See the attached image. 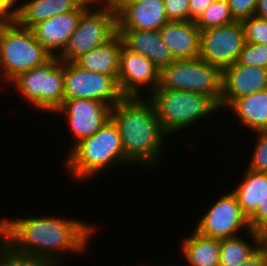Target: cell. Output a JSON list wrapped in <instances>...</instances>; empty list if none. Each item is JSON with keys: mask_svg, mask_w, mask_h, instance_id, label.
<instances>
[{"mask_svg": "<svg viewBox=\"0 0 267 266\" xmlns=\"http://www.w3.org/2000/svg\"><path fill=\"white\" fill-rule=\"evenodd\" d=\"M93 226L73 218L16 217L0 220V235L17 251L61 266L59 262L66 252L79 254L88 249L96 230Z\"/></svg>", "mask_w": 267, "mask_h": 266, "instance_id": "1", "label": "cell"}, {"mask_svg": "<svg viewBox=\"0 0 267 266\" xmlns=\"http://www.w3.org/2000/svg\"><path fill=\"white\" fill-rule=\"evenodd\" d=\"M111 119L118 127L129 163L147 167L160 162L157 160L169 135L162 128L149 98L123 97L112 106Z\"/></svg>", "mask_w": 267, "mask_h": 266, "instance_id": "2", "label": "cell"}, {"mask_svg": "<svg viewBox=\"0 0 267 266\" xmlns=\"http://www.w3.org/2000/svg\"><path fill=\"white\" fill-rule=\"evenodd\" d=\"M129 163L124 156L117 125L109 119L94 135L78 142L68 151L65 166L75 181L86 182L102 170Z\"/></svg>", "mask_w": 267, "mask_h": 266, "instance_id": "3", "label": "cell"}, {"mask_svg": "<svg viewBox=\"0 0 267 266\" xmlns=\"http://www.w3.org/2000/svg\"><path fill=\"white\" fill-rule=\"evenodd\" d=\"M157 118L168 135L189 128L219 110L208 96L189 91L156 88L149 96Z\"/></svg>", "mask_w": 267, "mask_h": 266, "instance_id": "4", "label": "cell"}, {"mask_svg": "<svg viewBox=\"0 0 267 266\" xmlns=\"http://www.w3.org/2000/svg\"><path fill=\"white\" fill-rule=\"evenodd\" d=\"M52 57L35 39L30 28L20 26L16 21L0 28V81L3 78L7 85L20 74L44 65Z\"/></svg>", "mask_w": 267, "mask_h": 266, "instance_id": "5", "label": "cell"}, {"mask_svg": "<svg viewBox=\"0 0 267 266\" xmlns=\"http://www.w3.org/2000/svg\"><path fill=\"white\" fill-rule=\"evenodd\" d=\"M223 71L201 58L175 60L160 70L159 86L204 94L218 106L222 98Z\"/></svg>", "mask_w": 267, "mask_h": 266, "instance_id": "6", "label": "cell"}, {"mask_svg": "<svg viewBox=\"0 0 267 266\" xmlns=\"http://www.w3.org/2000/svg\"><path fill=\"white\" fill-rule=\"evenodd\" d=\"M64 62L52 57L44 65L26 71L10 84L31 106L55 112L64 101Z\"/></svg>", "mask_w": 267, "mask_h": 266, "instance_id": "7", "label": "cell"}, {"mask_svg": "<svg viewBox=\"0 0 267 266\" xmlns=\"http://www.w3.org/2000/svg\"><path fill=\"white\" fill-rule=\"evenodd\" d=\"M98 9L89 7L70 36L68 45L59 56L62 62H75L80 56L109 41L117 33V15L102 0ZM101 7V8H100Z\"/></svg>", "mask_w": 267, "mask_h": 266, "instance_id": "8", "label": "cell"}, {"mask_svg": "<svg viewBox=\"0 0 267 266\" xmlns=\"http://www.w3.org/2000/svg\"><path fill=\"white\" fill-rule=\"evenodd\" d=\"M64 99H91L113 106L124 96L117 79L86 70L75 62H64Z\"/></svg>", "mask_w": 267, "mask_h": 266, "instance_id": "9", "label": "cell"}, {"mask_svg": "<svg viewBox=\"0 0 267 266\" xmlns=\"http://www.w3.org/2000/svg\"><path fill=\"white\" fill-rule=\"evenodd\" d=\"M245 42L243 25L239 21L202 30L199 58L223 71L238 61Z\"/></svg>", "mask_w": 267, "mask_h": 266, "instance_id": "10", "label": "cell"}, {"mask_svg": "<svg viewBox=\"0 0 267 266\" xmlns=\"http://www.w3.org/2000/svg\"><path fill=\"white\" fill-rule=\"evenodd\" d=\"M194 230L209 238H232L243 229L251 230L248 218L243 214L236 195L231 191L221 195L211 208L207 209Z\"/></svg>", "mask_w": 267, "mask_h": 266, "instance_id": "11", "label": "cell"}, {"mask_svg": "<svg viewBox=\"0 0 267 266\" xmlns=\"http://www.w3.org/2000/svg\"><path fill=\"white\" fill-rule=\"evenodd\" d=\"M111 108L105 103L91 99H64L55 112L66 114L68 129L72 136L74 135V142H71L74 144H71L70 150L81 140L97 133L111 119Z\"/></svg>", "mask_w": 267, "mask_h": 266, "instance_id": "12", "label": "cell"}, {"mask_svg": "<svg viewBox=\"0 0 267 266\" xmlns=\"http://www.w3.org/2000/svg\"><path fill=\"white\" fill-rule=\"evenodd\" d=\"M159 80V68L146 57L122 45L117 83L124 97H141L142 87L147 88L150 95L159 86Z\"/></svg>", "mask_w": 267, "mask_h": 266, "instance_id": "13", "label": "cell"}, {"mask_svg": "<svg viewBox=\"0 0 267 266\" xmlns=\"http://www.w3.org/2000/svg\"><path fill=\"white\" fill-rule=\"evenodd\" d=\"M101 1L102 0H86L74 11L55 15L36 24L31 28L35 39L38 40L53 57H59L66 49L70 36L77 28L81 15L90 7V4L95 6L102 3Z\"/></svg>", "mask_w": 267, "mask_h": 266, "instance_id": "14", "label": "cell"}, {"mask_svg": "<svg viewBox=\"0 0 267 266\" xmlns=\"http://www.w3.org/2000/svg\"><path fill=\"white\" fill-rule=\"evenodd\" d=\"M267 89V69L244 66L238 62L223 70L222 98L219 110L227 109L236 99Z\"/></svg>", "mask_w": 267, "mask_h": 266, "instance_id": "15", "label": "cell"}, {"mask_svg": "<svg viewBox=\"0 0 267 266\" xmlns=\"http://www.w3.org/2000/svg\"><path fill=\"white\" fill-rule=\"evenodd\" d=\"M117 32L127 49L146 57L159 70L176 60L159 30L117 29Z\"/></svg>", "mask_w": 267, "mask_h": 266, "instance_id": "16", "label": "cell"}, {"mask_svg": "<svg viewBox=\"0 0 267 266\" xmlns=\"http://www.w3.org/2000/svg\"><path fill=\"white\" fill-rule=\"evenodd\" d=\"M169 22L163 0H139L117 14V29L160 30Z\"/></svg>", "mask_w": 267, "mask_h": 266, "instance_id": "17", "label": "cell"}, {"mask_svg": "<svg viewBox=\"0 0 267 266\" xmlns=\"http://www.w3.org/2000/svg\"><path fill=\"white\" fill-rule=\"evenodd\" d=\"M159 31L176 60L199 58L201 30L194 21H169Z\"/></svg>", "mask_w": 267, "mask_h": 266, "instance_id": "18", "label": "cell"}, {"mask_svg": "<svg viewBox=\"0 0 267 266\" xmlns=\"http://www.w3.org/2000/svg\"><path fill=\"white\" fill-rule=\"evenodd\" d=\"M86 0H27L16 6V22L32 28L36 24L66 12L78 9Z\"/></svg>", "mask_w": 267, "mask_h": 266, "instance_id": "19", "label": "cell"}, {"mask_svg": "<svg viewBox=\"0 0 267 266\" xmlns=\"http://www.w3.org/2000/svg\"><path fill=\"white\" fill-rule=\"evenodd\" d=\"M122 39L117 32L109 41L80 56L75 63L80 67L117 79L119 72Z\"/></svg>", "mask_w": 267, "mask_h": 266, "instance_id": "20", "label": "cell"}, {"mask_svg": "<svg viewBox=\"0 0 267 266\" xmlns=\"http://www.w3.org/2000/svg\"><path fill=\"white\" fill-rule=\"evenodd\" d=\"M228 110L252 133L267 129V89L236 99Z\"/></svg>", "mask_w": 267, "mask_h": 266, "instance_id": "21", "label": "cell"}, {"mask_svg": "<svg viewBox=\"0 0 267 266\" xmlns=\"http://www.w3.org/2000/svg\"><path fill=\"white\" fill-rule=\"evenodd\" d=\"M181 250L188 266H220V239L193 231L183 238Z\"/></svg>", "mask_w": 267, "mask_h": 266, "instance_id": "22", "label": "cell"}, {"mask_svg": "<svg viewBox=\"0 0 267 266\" xmlns=\"http://www.w3.org/2000/svg\"><path fill=\"white\" fill-rule=\"evenodd\" d=\"M234 190L243 214L249 219L263 202L267 187V173L247 169L243 179Z\"/></svg>", "mask_w": 267, "mask_h": 266, "instance_id": "23", "label": "cell"}, {"mask_svg": "<svg viewBox=\"0 0 267 266\" xmlns=\"http://www.w3.org/2000/svg\"><path fill=\"white\" fill-rule=\"evenodd\" d=\"M252 242L242 236L220 239V266H239L245 262L262 245V234L249 230Z\"/></svg>", "mask_w": 267, "mask_h": 266, "instance_id": "24", "label": "cell"}, {"mask_svg": "<svg viewBox=\"0 0 267 266\" xmlns=\"http://www.w3.org/2000/svg\"><path fill=\"white\" fill-rule=\"evenodd\" d=\"M234 21L228 1L214 0L206 10L199 15L194 23L202 31L213 27L228 25Z\"/></svg>", "mask_w": 267, "mask_h": 266, "instance_id": "25", "label": "cell"}, {"mask_svg": "<svg viewBox=\"0 0 267 266\" xmlns=\"http://www.w3.org/2000/svg\"><path fill=\"white\" fill-rule=\"evenodd\" d=\"M0 266H57L37 255L19 252L0 235Z\"/></svg>", "mask_w": 267, "mask_h": 266, "instance_id": "26", "label": "cell"}, {"mask_svg": "<svg viewBox=\"0 0 267 266\" xmlns=\"http://www.w3.org/2000/svg\"><path fill=\"white\" fill-rule=\"evenodd\" d=\"M237 62L244 66L267 69V44L245 42Z\"/></svg>", "mask_w": 267, "mask_h": 266, "instance_id": "27", "label": "cell"}, {"mask_svg": "<svg viewBox=\"0 0 267 266\" xmlns=\"http://www.w3.org/2000/svg\"><path fill=\"white\" fill-rule=\"evenodd\" d=\"M256 132V144L247 169L267 173V129Z\"/></svg>", "mask_w": 267, "mask_h": 266, "instance_id": "28", "label": "cell"}, {"mask_svg": "<svg viewBox=\"0 0 267 266\" xmlns=\"http://www.w3.org/2000/svg\"><path fill=\"white\" fill-rule=\"evenodd\" d=\"M245 41L253 44H267V21L251 16L242 22Z\"/></svg>", "mask_w": 267, "mask_h": 266, "instance_id": "29", "label": "cell"}, {"mask_svg": "<svg viewBox=\"0 0 267 266\" xmlns=\"http://www.w3.org/2000/svg\"><path fill=\"white\" fill-rule=\"evenodd\" d=\"M235 21L242 22L255 16L258 0H227Z\"/></svg>", "mask_w": 267, "mask_h": 266, "instance_id": "30", "label": "cell"}, {"mask_svg": "<svg viewBox=\"0 0 267 266\" xmlns=\"http://www.w3.org/2000/svg\"><path fill=\"white\" fill-rule=\"evenodd\" d=\"M169 21H189V0H163Z\"/></svg>", "mask_w": 267, "mask_h": 266, "instance_id": "31", "label": "cell"}, {"mask_svg": "<svg viewBox=\"0 0 267 266\" xmlns=\"http://www.w3.org/2000/svg\"><path fill=\"white\" fill-rule=\"evenodd\" d=\"M250 228L261 234L267 229V187L263 196L262 204L258 205L257 211L248 219Z\"/></svg>", "mask_w": 267, "mask_h": 266, "instance_id": "32", "label": "cell"}, {"mask_svg": "<svg viewBox=\"0 0 267 266\" xmlns=\"http://www.w3.org/2000/svg\"><path fill=\"white\" fill-rule=\"evenodd\" d=\"M18 0H0V28L10 25L16 20ZM15 7V8H14Z\"/></svg>", "mask_w": 267, "mask_h": 266, "instance_id": "33", "label": "cell"}, {"mask_svg": "<svg viewBox=\"0 0 267 266\" xmlns=\"http://www.w3.org/2000/svg\"><path fill=\"white\" fill-rule=\"evenodd\" d=\"M239 266H267V249L261 245L252 256Z\"/></svg>", "mask_w": 267, "mask_h": 266, "instance_id": "34", "label": "cell"}, {"mask_svg": "<svg viewBox=\"0 0 267 266\" xmlns=\"http://www.w3.org/2000/svg\"><path fill=\"white\" fill-rule=\"evenodd\" d=\"M214 0H189V21H195Z\"/></svg>", "mask_w": 267, "mask_h": 266, "instance_id": "35", "label": "cell"}, {"mask_svg": "<svg viewBox=\"0 0 267 266\" xmlns=\"http://www.w3.org/2000/svg\"><path fill=\"white\" fill-rule=\"evenodd\" d=\"M116 15L128 4L139 0H104Z\"/></svg>", "mask_w": 267, "mask_h": 266, "instance_id": "36", "label": "cell"}, {"mask_svg": "<svg viewBox=\"0 0 267 266\" xmlns=\"http://www.w3.org/2000/svg\"><path fill=\"white\" fill-rule=\"evenodd\" d=\"M255 16L267 21V0H258Z\"/></svg>", "mask_w": 267, "mask_h": 266, "instance_id": "37", "label": "cell"}, {"mask_svg": "<svg viewBox=\"0 0 267 266\" xmlns=\"http://www.w3.org/2000/svg\"><path fill=\"white\" fill-rule=\"evenodd\" d=\"M262 245L267 249V229L262 233Z\"/></svg>", "mask_w": 267, "mask_h": 266, "instance_id": "38", "label": "cell"}]
</instances>
